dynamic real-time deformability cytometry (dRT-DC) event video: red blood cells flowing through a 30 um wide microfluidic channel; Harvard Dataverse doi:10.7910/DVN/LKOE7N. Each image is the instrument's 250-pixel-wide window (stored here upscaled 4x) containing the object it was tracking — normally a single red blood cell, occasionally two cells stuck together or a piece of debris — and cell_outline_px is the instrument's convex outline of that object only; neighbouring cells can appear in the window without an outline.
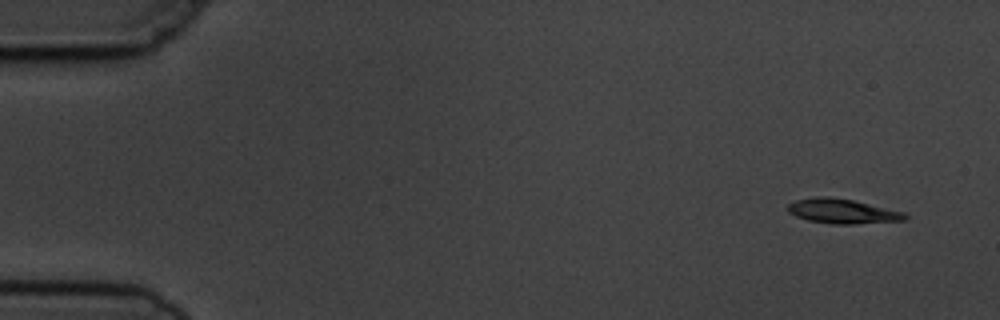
{"species": "common noctule bat (a hibernating species)", "species_latin": "Nyctalus noctula", "temperature_condition": "cold", "stored_images_in_passage": 4, "camera_frame_rate_fps": 3000, "um_per_image_px": 0.085, "animal": {"sex": "male", "body_mass_g": 19.5, "forearm_length_mm": 54.6}, "frame": {"image": 1, "passage_image": 1, "time_ms": 0.0, "image_size_px": [1000, 320], "cell_outline_px": [[908, 216], [904, 220], [852, 224], [832, 224], [808, 220], [796, 216], [788, 212], [788, 204], [796, 200], [816, 196], [828, 196], [852, 200], [904, 212]], "centroid_in_image_um": [71.57, 17.95], "position_along_channel_um": 13.4, "area_um2": 16.65}}
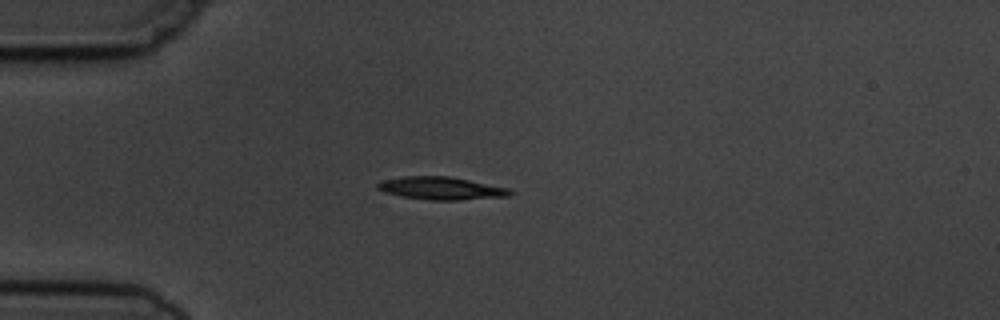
{"frame": {"image": 2, "passage_image": 4, "time_ms": 3.667, "image_size_px": [1000, 320], "cell_outline_px": [[516, 192], [508, 196], [460, 200], [428, 200], [400, 196], [384, 192], [376, 188], [376, 184], [384, 180], [404, 176], [448, 176], [512, 188]], "centroid_in_image_um": [37.55, 16.01], "position_along_channel_um": 47.5, "area_um2": 17.74}}